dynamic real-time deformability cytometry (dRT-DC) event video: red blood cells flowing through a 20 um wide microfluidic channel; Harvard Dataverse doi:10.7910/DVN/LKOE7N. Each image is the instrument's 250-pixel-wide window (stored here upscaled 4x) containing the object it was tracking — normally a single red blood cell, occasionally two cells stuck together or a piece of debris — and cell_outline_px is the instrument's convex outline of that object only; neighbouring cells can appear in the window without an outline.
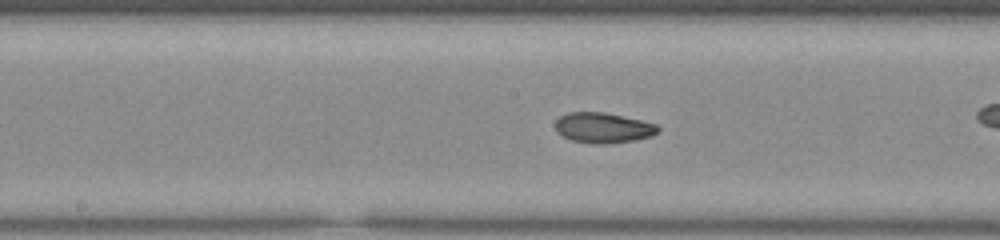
{"species": "common noctule bat (a hibernating species)", "species_latin": "Nyctalus noctula", "temperature_condition": "room temperature", "stored_images_in_passage": 37, "camera_frame_rate_fps": 3000, "um_per_image_px": 0.085, "animal": {"sex": "male", "body_mass_g": 20.0, "forearm_length_mm": 53.3}, "frame": {"image": 1, "passage_image": 11, "time_ms": 3.333, "image_size_px": [1000, 240], "cell_outline_px": [[660, 132], [652, 136], [632, 140], [604, 144], [592, 144], [572, 140], [556, 132], [556, 120], [560, 116], [568, 112], [604, 112], [640, 120], [656, 124], [660, 128]], "centroid_in_image_um": [51.27, 10.86], "position_along_channel_um": 196.9, "area_um2": 18.09}, "authors_computed_cell_mechanics": {"area_um2": 18.496, "velocity_mm_per_s": 3.8679, "shape_relaxation_time_tau1_ms": null, "shape_relaxation_time_tau2_ms": 2.1289, "deformation_change_tau1": null, "deformation_change_tau2": 0.0699}}